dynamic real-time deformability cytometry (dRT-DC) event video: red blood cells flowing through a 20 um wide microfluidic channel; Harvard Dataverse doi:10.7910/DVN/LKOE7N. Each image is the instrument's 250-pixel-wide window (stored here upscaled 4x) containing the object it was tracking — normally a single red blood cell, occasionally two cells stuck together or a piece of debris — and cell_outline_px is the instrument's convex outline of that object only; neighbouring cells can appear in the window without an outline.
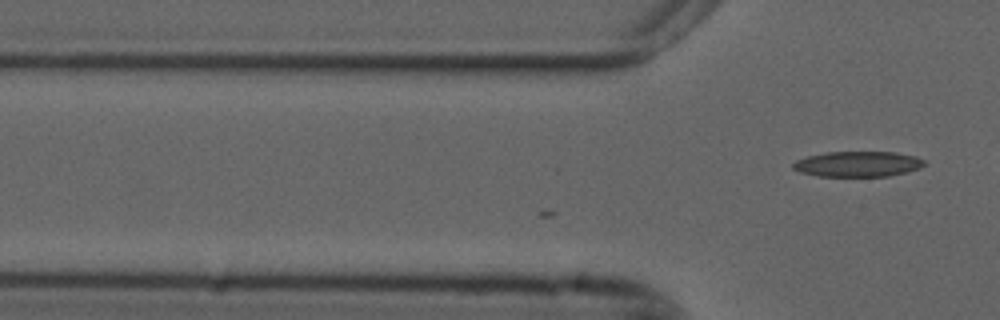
{"species": "common noctule bat (a hibernating species)", "species_latin": "Nyctalus noctula", "temperature_condition": "cold", "stored_images_in_passage": 9, "camera_frame_rate_fps": 3000, "um_per_image_px": 0.085, "animal": {"sex": "male", "forearm_length_mm": 52.5}, "frame": {"image": 1, "passage_image": 9, "time_ms": 2.667, "image_size_px": [1000, 320], "cell_outline_px": [[924, 164], [920, 168], [888, 176], [816, 176], [800, 172], [792, 168], [792, 164], [796, 160], [808, 156], [828, 152], [896, 152], [916, 156], [924, 160]], "centroid_in_image_um": [72.89, 13.94], "position_along_channel_um": 52.9, "area_um2": 19.36}}